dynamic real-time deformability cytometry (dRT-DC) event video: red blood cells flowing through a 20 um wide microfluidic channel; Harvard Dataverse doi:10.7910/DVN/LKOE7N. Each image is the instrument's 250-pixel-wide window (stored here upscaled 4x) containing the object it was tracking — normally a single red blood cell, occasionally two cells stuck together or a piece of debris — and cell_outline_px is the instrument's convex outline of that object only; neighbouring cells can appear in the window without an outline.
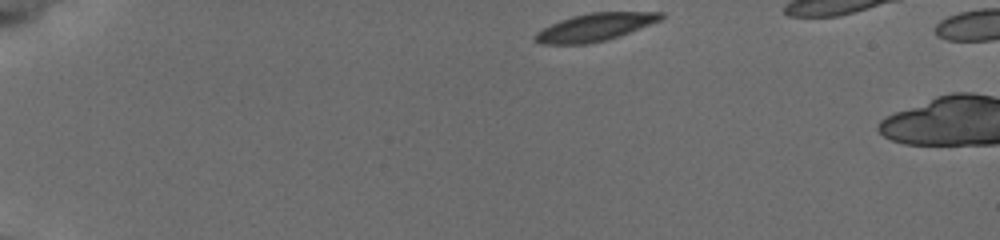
{"species": "common noctule bat (a hibernating species)", "species_latin": "Nyctalus noctula", "temperature_condition": "cold", "stored_images_in_passage": 9, "camera_frame_rate_fps": 3000, "um_per_image_px": 0.085, "animal": {"sex": "female", "body_mass_g": 19.5, "forearm_length_mm": 54.1}, "frame": {"image": 1, "passage_image": 1, "time_ms": 0.0, "image_size_px": [1000, 240], "cell_outline_px": [[664, 16], [660, 20], [628, 32], [604, 40], [584, 44], [544, 44], [536, 40], [536, 32], [560, 20], [572, 16], [592, 12], [664, 12]], "centroid_in_image_um": [50.57, 2.29], "position_along_channel_um": 34.4, "area_um2": 19.65}}